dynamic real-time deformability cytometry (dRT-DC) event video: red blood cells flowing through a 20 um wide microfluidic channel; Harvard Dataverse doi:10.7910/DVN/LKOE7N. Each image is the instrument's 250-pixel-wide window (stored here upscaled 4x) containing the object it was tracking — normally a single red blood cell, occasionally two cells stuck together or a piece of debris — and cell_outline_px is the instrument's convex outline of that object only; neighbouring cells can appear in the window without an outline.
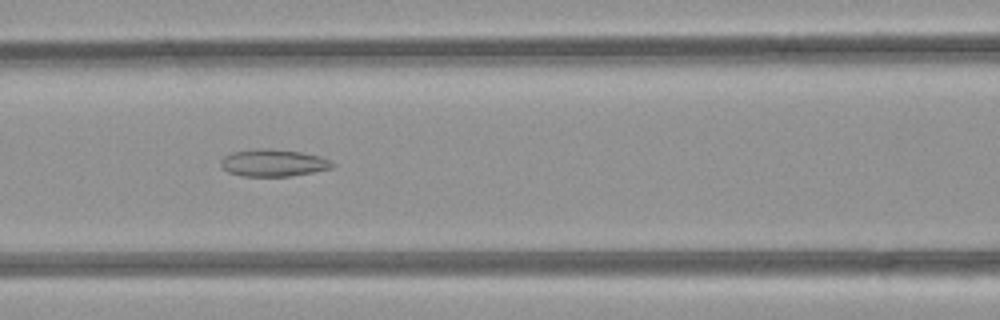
{"species": "common noctule bat (a hibernating species)", "species_latin": "Nyctalus noctula", "temperature_condition": "room temperature", "stored_images_in_passage": 35, "camera_frame_rate_fps": 3000, "um_per_image_px": 0.085, "animal": {"sex": "female", "body_mass_g": 21.9}, "frame": {"image": 1, "passage_image": 12, "time_ms": 3.667, "image_size_px": [1000, 320], "cell_outline_px": [[336, 164], [332, 168], [292, 176], [244, 176], [228, 172], [220, 164], [220, 160], [224, 156], [232, 152], [268, 148], [300, 152], [320, 156], [332, 160]], "centroid_in_image_um": [23.27, 13.85], "position_along_channel_um": 143.3, "area_um2": 17.57}}
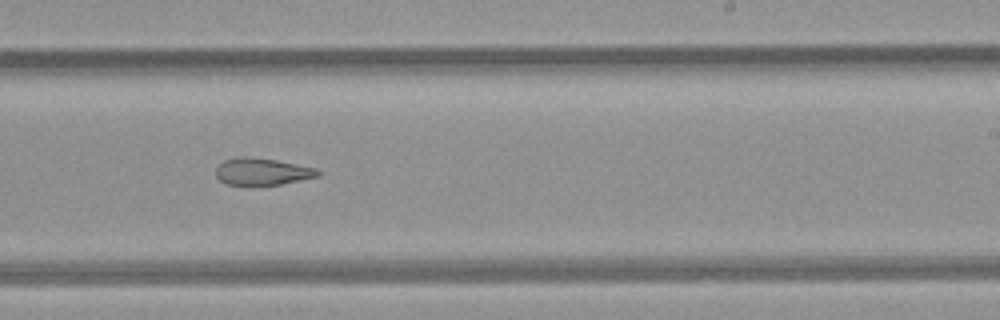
{"frame": {"image": 2, "passage_image": 21, "time_ms": 6.667, "image_size_px": [1000, 320], "cell_outline_px": [[320, 176], [280, 184], [228, 184], [220, 180], [216, 176], [216, 168], [224, 160], [236, 156], [244, 156], [276, 160], [316, 168], [320, 172]], "centroid_in_image_um": [22.28, 14.56], "position_along_channel_um": 266.7, "area_um2": 15.78}}
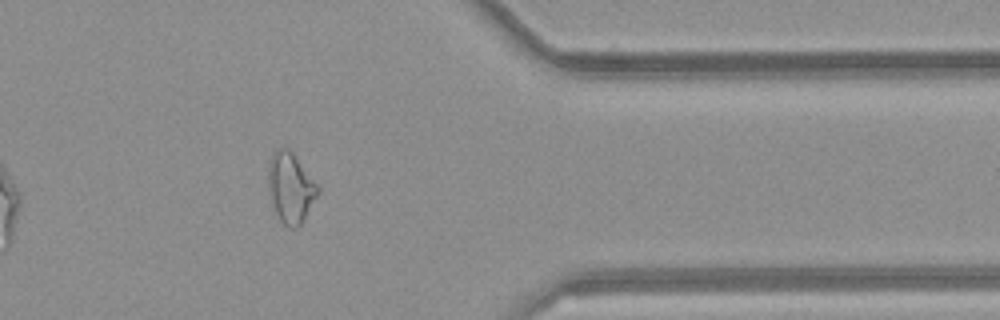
{"frame": {"image": 3, "passage_image": 31, "time_ms": 10.0, "image_size_px": [1000, 320], "cell_outline_px": [[320, 192], [300, 224], [296, 228], [288, 228], [280, 220], [276, 212], [272, 200], [268, 184], [268, 168], [272, 156], [276, 148], [288, 148], [292, 152], [320, 184]], "centroid_in_image_um": [24.74, 15.93], "position_along_channel_um": 386.7, "area_um2": 20.23}, "authors_computed_cell_mechanics": {"area_um2": 18.3226, "velocity_mm_per_s": 4.1263, "shape_relaxation_time_tau1_ms": null, "shape_relaxation_time_tau2_ms": 6.7856, "deformation_change_tau1": null, "deformation_change_tau2": 0.1738}}